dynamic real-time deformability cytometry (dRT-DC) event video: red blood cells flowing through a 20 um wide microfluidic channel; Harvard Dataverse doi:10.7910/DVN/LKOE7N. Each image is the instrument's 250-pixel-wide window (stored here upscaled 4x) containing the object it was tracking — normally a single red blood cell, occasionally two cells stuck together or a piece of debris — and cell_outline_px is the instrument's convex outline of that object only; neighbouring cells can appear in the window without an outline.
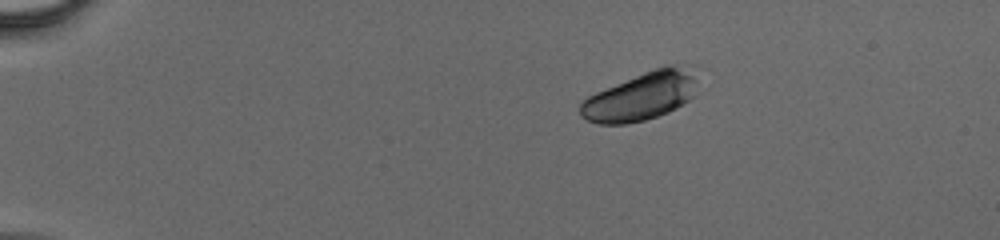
{"species": "human", "species_latin": "Homo sapiens", "temperature_condition": "cold", "stored_images_in_passage": 38, "camera_frame_rate_fps": 3000, "um_per_image_px": 0.085, "donor": {"sex": "male"}, "frame": {"image": 1, "passage_image": 1, "time_ms": 0.0, "image_size_px": [1000, 240], "cell_outline_px": [[696, 80], [692, 96], [688, 100], [676, 108], [668, 112], [644, 120], [628, 124], [600, 124], [588, 120], [580, 116], [580, 104], [588, 96], [596, 92], [644, 72], [668, 64], [676, 64], [692, 76]], "centroid_in_image_um": [54.4, 8.22], "position_along_channel_um": 30.6, "area_um2": 31.96}}
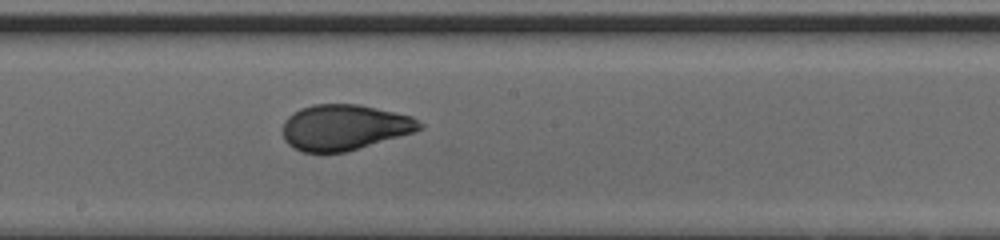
{"frame": {"image": 2, "passage_image": 19, "time_ms": 6.0, "image_size_px": [1000, 240], "cell_outline_px": [[424, 128], [412, 132], [344, 152], [304, 152], [292, 148], [284, 140], [284, 120], [292, 112], [300, 108], [312, 104], [360, 104], [396, 112], [412, 116], [424, 124]], "centroid_in_image_um": [29.25, 10.8], "position_along_channel_um": 219.0, "area_um2": 36.3}}
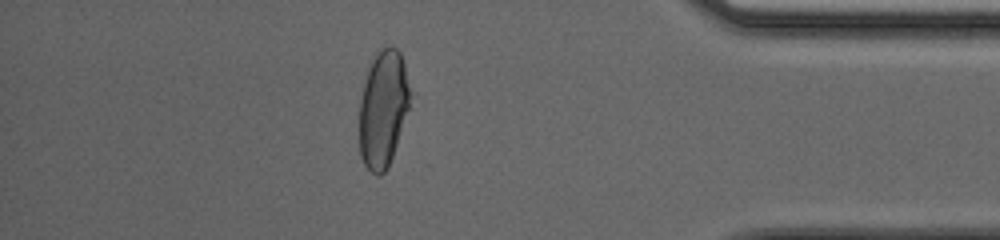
{"frame": {"image": 3, "passage_image": 33, "time_ms": 10.667, "image_size_px": [1000, 240], "cell_outline_px": [[412, 92], [408, 108], [388, 168], [380, 176], [376, 176], [364, 164], [360, 156], [360, 100], [368, 68], [372, 56], [384, 48], [396, 48], [400, 52], [404, 64]], "centroid_in_image_um": [32.56, 9.24], "position_along_channel_um": 402.6, "area_um2": 34.28}}